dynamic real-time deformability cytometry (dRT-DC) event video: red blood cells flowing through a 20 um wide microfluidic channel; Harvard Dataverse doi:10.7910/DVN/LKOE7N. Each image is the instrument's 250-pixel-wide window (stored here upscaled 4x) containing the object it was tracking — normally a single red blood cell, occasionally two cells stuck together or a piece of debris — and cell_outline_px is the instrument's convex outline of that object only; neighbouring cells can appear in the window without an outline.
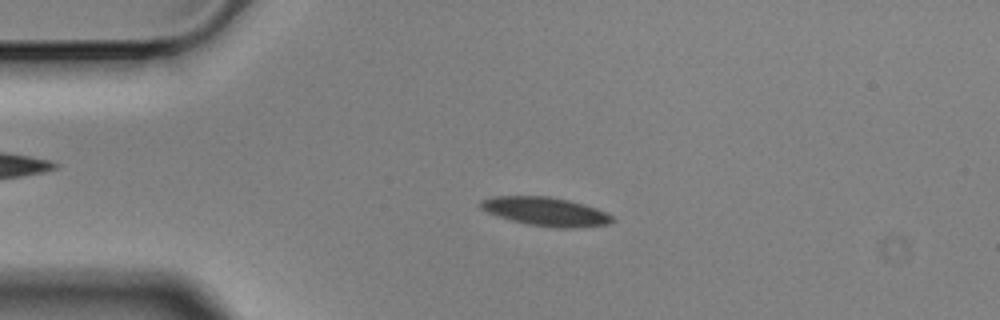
{"species": "Egyptian fruit bat (a non-hibernating species)", "species_latin": "Rousettus aegyptiacus", "temperature_condition": "cold", "stored_images_in_passage": 4, "camera_frame_rate_fps": 3000, "um_per_image_px": 0.085, "animal": {"sex": "male"}, "frame": {"image": 1, "passage_image": 2, "time_ms": 0.333, "image_size_px": [1000, 320], "cell_outline_px": [[616, 220], [608, 224], [576, 228], [556, 228], [528, 224], [496, 216], [480, 208], [480, 200], [492, 196], [548, 196], [568, 200], [596, 208], [612, 216]], "centroid_in_image_um": [46.37, 17.98], "position_along_channel_um": 38.6, "area_um2": 21.96}}
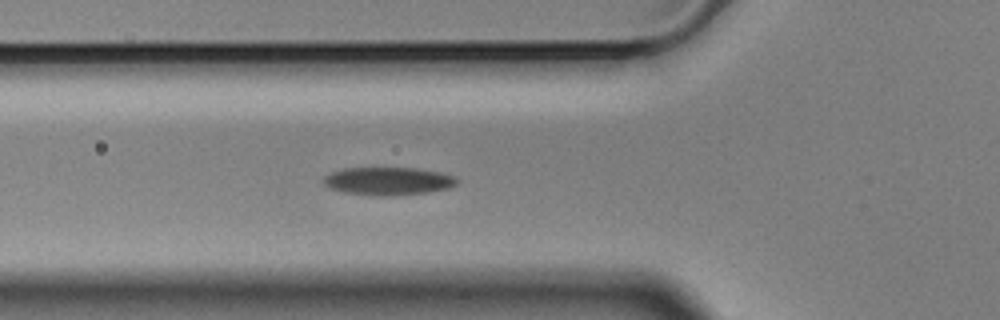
{"frame": {"image": 2, "passage_image": 4, "time_ms": 1.0, "image_size_px": [1000, 320], "cell_outline_px": [[460, 180], [456, 184], [448, 188], [428, 192], [396, 196], [380, 196], [344, 192], [328, 188], [324, 184], [324, 176], [332, 172], [344, 168], [416, 168], [440, 172], [456, 176]], "centroid_in_image_um": [33.02, 15.39], "position_along_channel_um": 92.8, "area_um2": 21.85}}